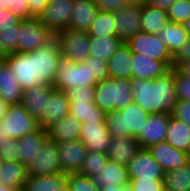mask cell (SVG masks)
<instances>
[{
  "label": "cell",
  "instance_id": "6da1fadb",
  "mask_svg": "<svg viewBox=\"0 0 190 191\" xmlns=\"http://www.w3.org/2000/svg\"><path fill=\"white\" fill-rule=\"evenodd\" d=\"M134 102L147 113L172 114L177 102L175 68H170L158 78L150 80L131 79Z\"/></svg>",
  "mask_w": 190,
  "mask_h": 191
},
{
  "label": "cell",
  "instance_id": "7a4b0ae2",
  "mask_svg": "<svg viewBox=\"0 0 190 191\" xmlns=\"http://www.w3.org/2000/svg\"><path fill=\"white\" fill-rule=\"evenodd\" d=\"M94 104L105 113L120 111L134 102L131 80L105 78L94 86Z\"/></svg>",
  "mask_w": 190,
  "mask_h": 191
},
{
  "label": "cell",
  "instance_id": "3957f363",
  "mask_svg": "<svg viewBox=\"0 0 190 191\" xmlns=\"http://www.w3.org/2000/svg\"><path fill=\"white\" fill-rule=\"evenodd\" d=\"M148 117L149 113L137 103L132 102L120 111L107 112L105 122L112 137L132 136L136 138Z\"/></svg>",
  "mask_w": 190,
  "mask_h": 191
},
{
  "label": "cell",
  "instance_id": "277c9868",
  "mask_svg": "<svg viewBox=\"0 0 190 191\" xmlns=\"http://www.w3.org/2000/svg\"><path fill=\"white\" fill-rule=\"evenodd\" d=\"M96 84L94 76L91 75L90 63L87 60L80 64L71 62L62 56L59 58L53 81L54 89L65 92L69 88L94 87Z\"/></svg>",
  "mask_w": 190,
  "mask_h": 191
},
{
  "label": "cell",
  "instance_id": "5b68a950",
  "mask_svg": "<svg viewBox=\"0 0 190 191\" xmlns=\"http://www.w3.org/2000/svg\"><path fill=\"white\" fill-rule=\"evenodd\" d=\"M35 84L53 86L57 62L61 57L60 45L55 37L46 45L34 50Z\"/></svg>",
  "mask_w": 190,
  "mask_h": 191
},
{
  "label": "cell",
  "instance_id": "8992f818",
  "mask_svg": "<svg viewBox=\"0 0 190 191\" xmlns=\"http://www.w3.org/2000/svg\"><path fill=\"white\" fill-rule=\"evenodd\" d=\"M56 35L46 28L39 18H31L19 21L18 32V52H29L40 48L50 41Z\"/></svg>",
  "mask_w": 190,
  "mask_h": 191
},
{
  "label": "cell",
  "instance_id": "52a82bcc",
  "mask_svg": "<svg viewBox=\"0 0 190 191\" xmlns=\"http://www.w3.org/2000/svg\"><path fill=\"white\" fill-rule=\"evenodd\" d=\"M56 38L62 57L80 64L88 58L90 37L87 32L67 28L58 32Z\"/></svg>",
  "mask_w": 190,
  "mask_h": 191
},
{
  "label": "cell",
  "instance_id": "ba28073f",
  "mask_svg": "<svg viewBox=\"0 0 190 191\" xmlns=\"http://www.w3.org/2000/svg\"><path fill=\"white\" fill-rule=\"evenodd\" d=\"M125 43L131 48L132 53L163 61L169 68H172L173 55L166 44L159 39L158 34L139 31Z\"/></svg>",
  "mask_w": 190,
  "mask_h": 191
},
{
  "label": "cell",
  "instance_id": "9c48e42d",
  "mask_svg": "<svg viewBox=\"0 0 190 191\" xmlns=\"http://www.w3.org/2000/svg\"><path fill=\"white\" fill-rule=\"evenodd\" d=\"M2 122V131L14 139H20L39 128L38 122L30 116L21 103L11 104Z\"/></svg>",
  "mask_w": 190,
  "mask_h": 191
},
{
  "label": "cell",
  "instance_id": "30bf717a",
  "mask_svg": "<svg viewBox=\"0 0 190 191\" xmlns=\"http://www.w3.org/2000/svg\"><path fill=\"white\" fill-rule=\"evenodd\" d=\"M28 176H47L62 172L58 145L47 139L37 156L27 165Z\"/></svg>",
  "mask_w": 190,
  "mask_h": 191
},
{
  "label": "cell",
  "instance_id": "8fae6325",
  "mask_svg": "<svg viewBox=\"0 0 190 191\" xmlns=\"http://www.w3.org/2000/svg\"><path fill=\"white\" fill-rule=\"evenodd\" d=\"M73 2L74 0H51L38 18L56 35L69 28Z\"/></svg>",
  "mask_w": 190,
  "mask_h": 191
},
{
  "label": "cell",
  "instance_id": "7c38bea8",
  "mask_svg": "<svg viewBox=\"0 0 190 191\" xmlns=\"http://www.w3.org/2000/svg\"><path fill=\"white\" fill-rule=\"evenodd\" d=\"M34 57V51H29L26 53L14 52L5 58L23 91L37 86L35 84Z\"/></svg>",
  "mask_w": 190,
  "mask_h": 191
},
{
  "label": "cell",
  "instance_id": "4fadbf2b",
  "mask_svg": "<svg viewBox=\"0 0 190 191\" xmlns=\"http://www.w3.org/2000/svg\"><path fill=\"white\" fill-rule=\"evenodd\" d=\"M170 116L171 114L164 112L149 114L143 129L136 137L141 148H148L153 144L166 141Z\"/></svg>",
  "mask_w": 190,
  "mask_h": 191
},
{
  "label": "cell",
  "instance_id": "5bb4252c",
  "mask_svg": "<svg viewBox=\"0 0 190 191\" xmlns=\"http://www.w3.org/2000/svg\"><path fill=\"white\" fill-rule=\"evenodd\" d=\"M141 15L139 5H126L114 12L116 35L123 43L141 31Z\"/></svg>",
  "mask_w": 190,
  "mask_h": 191
},
{
  "label": "cell",
  "instance_id": "9a60e30c",
  "mask_svg": "<svg viewBox=\"0 0 190 191\" xmlns=\"http://www.w3.org/2000/svg\"><path fill=\"white\" fill-rule=\"evenodd\" d=\"M62 172H80L85 159L87 148L78 140H68L57 143Z\"/></svg>",
  "mask_w": 190,
  "mask_h": 191
},
{
  "label": "cell",
  "instance_id": "2e32d148",
  "mask_svg": "<svg viewBox=\"0 0 190 191\" xmlns=\"http://www.w3.org/2000/svg\"><path fill=\"white\" fill-rule=\"evenodd\" d=\"M147 149L152 157L160 164L164 173L181 167L190 161L186 151L174 148L167 141L153 144Z\"/></svg>",
  "mask_w": 190,
  "mask_h": 191
},
{
  "label": "cell",
  "instance_id": "e0dca14e",
  "mask_svg": "<svg viewBox=\"0 0 190 191\" xmlns=\"http://www.w3.org/2000/svg\"><path fill=\"white\" fill-rule=\"evenodd\" d=\"M129 177L141 179H163L160 164L152 157L147 148H141L127 166Z\"/></svg>",
  "mask_w": 190,
  "mask_h": 191
},
{
  "label": "cell",
  "instance_id": "ac0fdd59",
  "mask_svg": "<svg viewBox=\"0 0 190 191\" xmlns=\"http://www.w3.org/2000/svg\"><path fill=\"white\" fill-rule=\"evenodd\" d=\"M53 90V86L39 85L26 89L22 93L21 104L39 125L46 111L47 99Z\"/></svg>",
  "mask_w": 190,
  "mask_h": 191
},
{
  "label": "cell",
  "instance_id": "d6986e66",
  "mask_svg": "<svg viewBox=\"0 0 190 191\" xmlns=\"http://www.w3.org/2000/svg\"><path fill=\"white\" fill-rule=\"evenodd\" d=\"M111 138L106 123L81 124L79 139L84 143L87 151L106 153Z\"/></svg>",
  "mask_w": 190,
  "mask_h": 191
},
{
  "label": "cell",
  "instance_id": "ffe728a7",
  "mask_svg": "<svg viewBox=\"0 0 190 191\" xmlns=\"http://www.w3.org/2000/svg\"><path fill=\"white\" fill-rule=\"evenodd\" d=\"M70 102L64 91L54 89L47 99L46 111L42 115L39 127L47 131L59 120L69 114Z\"/></svg>",
  "mask_w": 190,
  "mask_h": 191
},
{
  "label": "cell",
  "instance_id": "44dd1931",
  "mask_svg": "<svg viewBox=\"0 0 190 191\" xmlns=\"http://www.w3.org/2000/svg\"><path fill=\"white\" fill-rule=\"evenodd\" d=\"M140 149L136 138L120 136L111 138L106 153L109 160L128 166Z\"/></svg>",
  "mask_w": 190,
  "mask_h": 191
},
{
  "label": "cell",
  "instance_id": "7402d4cb",
  "mask_svg": "<svg viewBox=\"0 0 190 191\" xmlns=\"http://www.w3.org/2000/svg\"><path fill=\"white\" fill-rule=\"evenodd\" d=\"M169 69L163 61L138 53L132 54V79L150 80L158 78Z\"/></svg>",
  "mask_w": 190,
  "mask_h": 191
},
{
  "label": "cell",
  "instance_id": "603a6c76",
  "mask_svg": "<svg viewBox=\"0 0 190 191\" xmlns=\"http://www.w3.org/2000/svg\"><path fill=\"white\" fill-rule=\"evenodd\" d=\"M69 28L88 32L99 12L94 0H74Z\"/></svg>",
  "mask_w": 190,
  "mask_h": 191
},
{
  "label": "cell",
  "instance_id": "cb8c5ba5",
  "mask_svg": "<svg viewBox=\"0 0 190 191\" xmlns=\"http://www.w3.org/2000/svg\"><path fill=\"white\" fill-rule=\"evenodd\" d=\"M132 50L123 43L107 61L110 78L132 79Z\"/></svg>",
  "mask_w": 190,
  "mask_h": 191
},
{
  "label": "cell",
  "instance_id": "d4e9b609",
  "mask_svg": "<svg viewBox=\"0 0 190 191\" xmlns=\"http://www.w3.org/2000/svg\"><path fill=\"white\" fill-rule=\"evenodd\" d=\"M47 139L48 133L41 127L17 139L18 161L24 165H28L37 156V152L42 148Z\"/></svg>",
  "mask_w": 190,
  "mask_h": 191
},
{
  "label": "cell",
  "instance_id": "484cf974",
  "mask_svg": "<svg viewBox=\"0 0 190 191\" xmlns=\"http://www.w3.org/2000/svg\"><path fill=\"white\" fill-rule=\"evenodd\" d=\"M23 90L16 80L8 63L4 61L0 66V100L5 103H21Z\"/></svg>",
  "mask_w": 190,
  "mask_h": 191
},
{
  "label": "cell",
  "instance_id": "4316f807",
  "mask_svg": "<svg viewBox=\"0 0 190 191\" xmlns=\"http://www.w3.org/2000/svg\"><path fill=\"white\" fill-rule=\"evenodd\" d=\"M68 173L29 176L23 186L24 191H67Z\"/></svg>",
  "mask_w": 190,
  "mask_h": 191
},
{
  "label": "cell",
  "instance_id": "83f0119b",
  "mask_svg": "<svg viewBox=\"0 0 190 191\" xmlns=\"http://www.w3.org/2000/svg\"><path fill=\"white\" fill-rule=\"evenodd\" d=\"M81 122L68 114L48 130V139L56 143L80 138Z\"/></svg>",
  "mask_w": 190,
  "mask_h": 191
},
{
  "label": "cell",
  "instance_id": "f1b7e54d",
  "mask_svg": "<svg viewBox=\"0 0 190 191\" xmlns=\"http://www.w3.org/2000/svg\"><path fill=\"white\" fill-rule=\"evenodd\" d=\"M101 173L96 175L93 179L95 183L101 187L106 184L129 186V175L127 166L121 165L115 161L108 160Z\"/></svg>",
  "mask_w": 190,
  "mask_h": 191
},
{
  "label": "cell",
  "instance_id": "f546056e",
  "mask_svg": "<svg viewBox=\"0 0 190 191\" xmlns=\"http://www.w3.org/2000/svg\"><path fill=\"white\" fill-rule=\"evenodd\" d=\"M27 165L20 161H4L0 170V182L13 188L22 189L28 179Z\"/></svg>",
  "mask_w": 190,
  "mask_h": 191
},
{
  "label": "cell",
  "instance_id": "4dcf8cb0",
  "mask_svg": "<svg viewBox=\"0 0 190 191\" xmlns=\"http://www.w3.org/2000/svg\"><path fill=\"white\" fill-rule=\"evenodd\" d=\"M159 39L166 44L170 53L174 55L186 42L189 35L182 23L168 21L161 32L158 34Z\"/></svg>",
  "mask_w": 190,
  "mask_h": 191
},
{
  "label": "cell",
  "instance_id": "1f68e13d",
  "mask_svg": "<svg viewBox=\"0 0 190 191\" xmlns=\"http://www.w3.org/2000/svg\"><path fill=\"white\" fill-rule=\"evenodd\" d=\"M69 114L81 123H106V113L94 101L70 102Z\"/></svg>",
  "mask_w": 190,
  "mask_h": 191
},
{
  "label": "cell",
  "instance_id": "d6a6232c",
  "mask_svg": "<svg viewBox=\"0 0 190 191\" xmlns=\"http://www.w3.org/2000/svg\"><path fill=\"white\" fill-rule=\"evenodd\" d=\"M169 21L167 12L153 7L149 3L142 6L141 31L150 34H159Z\"/></svg>",
  "mask_w": 190,
  "mask_h": 191
},
{
  "label": "cell",
  "instance_id": "836d02e7",
  "mask_svg": "<svg viewBox=\"0 0 190 191\" xmlns=\"http://www.w3.org/2000/svg\"><path fill=\"white\" fill-rule=\"evenodd\" d=\"M190 138V126L185 122L170 116L166 141L176 149L187 150Z\"/></svg>",
  "mask_w": 190,
  "mask_h": 191
},
{
  "label": "cell",
  "instance_id": "e575fe53",
  "mask_svg": "<svg viewBox=\"0 0 190 191\" xmlns=\"http://www.w3.org/2000/svg\"><path fill=\"white\" fill-rule=\"evenodd\" d=\"M163 184L168 191H190V161L164 173Z\"/></svg>",
  "mask_w": 190,
  "mask_h": 191
},
{
  "label": "cell",
  "instance_id": "d590c367",
  "mask_svg": "<svg viewBox=\"0 0 190 191\" xmlns=\"http://www.w3.org/2000/svg\"><path fill=\"white\" fill-rule=\"evenodd\" d=\"M123 42L117 37H90L89 56L99 57L108 61Z\"/></svg>",
  "mask_w": 190,
  "mask_h": 191
},
{
  "label": "cell",
  "instance_id": "8d00e7d4",
  "mask_svg": "<svg viewBox=\"0 0 190 191\" xmlns=\"http://www.w3.org/2000/svg\"><path fill=\"white\" fill-rule=\"evenodd\" d=\"M89 37H112L116 35V24L113 12L99 11L87 32Z\"/></svg>",
  "mask_w": 190,
  "mask_h": 191
},
{
  "label": "cell",
  "instance_id": "74e56055",
  "mask_svg": "<svg viewBox=\"0 0 190 191\" xmlns=\"http://www.w3.org/2000/svg\"><path fill=\"white\" fill-rule=\"evenodd\" d=\"M108 160L107 153L87 151L79 173L94 178L102 172L101 169L105 167Z\"/></svg>",
  "mask_w": 190,
  "mask_h": 191
},
{
  "label": "cell",
  "instance_id": "f35d334b",
  "mask_svg": "<svg viewBox=\"0 0 190 191\" xmlns=\"http://www.w3.org/2000/svg\"><path fill=\"white\" fill-rule=\"evenodd\" d=\"M67 191H99L94 179L79 172L68 173Z\"/></svg>",
  "mask_w": 190,
  "mask_h": 191
},
{
  "label": "cell",
  "instance_id": "ab89813d",
  "mask_svg": "<svg viewBox=\"0 0 190 191\" xmlns=\"http://www.w3.org/2000/svg\"><path fill=\"white\" fill-rule=\"evenodd\" d=\"M19 22L0 30V45L6 55L18 52Z\"/></svg>",
  "mask_w": 190,
  "mask_h": 191
},
{
  "label": "cell",
  "instance_id": "60d3db41",
  "mask_svg": "<svg viewBox=\"0 0 190 191\" xmlns=\"http://www.w3.org/2000/svg\"><path fill=\"white\" fill-rule=\"evenodd\" d=\"M9 9L19 20L33 18L30 15L28 0H0V10Z\"/></svg>",
  "mask_w": 190,
  "mask_h": 191
},
{
  "label": "cell",
  "instance_id": "b9f144b4",
  "mask_svg": "<svg viewBox=\"0 0 190 191\" xmlns=\"http://www.w3.org/2000/svg\"><path fill=\"white\" fill-rule=\"evenodd\" d=\"M167 15L170 22L183 23L190 18V0H176Z\"/></svg>",
  "mask_w": 190,
  "mask_h": 191
},
{
  "label": "cell",
  "instance_id": "7bdbcfd3",
  "mask_svg": "<svg viewBox=\"0 0 190 191\" xmlns=\"http://www.w3.org/2000/svg\"><path fill=\"white\" fill-rule=\"evenodd\" d=\"M130 191H163V179H141L140 177H129Z\"/></svg>",
  "mask_w": 190,
  "mask_h": 191
},
{
  "label": "cell",
  "instance_id": "ee69618b",
  "mask_svg": "<svg viewBox=\"0 0 190 191\" xmlns=\"http://www.w3.org/2000/svg\"><path fill=\"white\" fill-rule=\"evenodd\" d=\"M175 89L177 101H190V77L183 75L177 68H175Z\"/></svg>",
  "mask_w": 190,
  "mask_h": 191
},
{
  "label": "cell",
  "instance_id": "f6af8a7d",
  "mask_svg": "<svg viewBox=\"0 0 190 191\" xmlns=\"http://www.w3.org/2000/svg\"><path fill=\"white\" fill-rule=\"evenodd\" d=\"M69 102L94 101V87H74L65 91Z\"/></svg>",
  "mask_w": 190,
  "mask_h": 191
},
{
  "label": "cell",
  "instance_id": "bcb514c9",
  "mask_svg": "<svg viewBox=\"0 0 190 191\" xmlns=\"http://www.w3.org/2000/svg\"><path fill=\"white\" fill-rule=\"evenodd\" d=\"M86 60L90 63L91 75L94 76L96 82L109 77L107 61L94 56H88Z\"/></svg>",
  "mask_w": 190,
  "mask_h": 191
},
{
  "label": "cell",
  "instance_id": "7dc6e473",
  "mask_svg": "<svg viewBox=\"0 0 190 191\" xmlns=\"http://www.w3.org/2000/svg\"><path fill=\"white\" fill-rule=\"evenodd\" d=\"M0 157L3 161H18L17 139L8 138V141L0 142Z\"/></svg>",
  "mask_w": 190,
  "mask_h": 191
},
{
  "label": "cell",
  "instance_id": "c3c4849f",
  "mask_svg": "<svg viewBox=\"0 0 190 191\" xmlns=\"http://www.w3.org/2000/svg\"><path fill=\"white\" fill-rule=\"evenodd\" d=\"M171 115L190 126V101H177Z\"/></svg>",
  "mask_w": 190,
  "mask_h": 191
},
{
  "label": "cell",
  "instance_id": "681fc988",
  "mask_svg": "<svg viewBox=\"0 0 190 191\" xmlns=\"http://www.w3.org/2000/svg\"><path fill=\"white\" fill-rule=\"evenodd\" d=\"M99 11L116 12L126 6L125 0H94Z\"/></svg>",
  "mask_w": 190,
  "mask_h": 191
},
{
  "label": "cell",
  "instance_id": "f907efd6",
  "mask_svg": "<svg viewBox=\"0 0 190 191\" xmlns=\"http://www.w3.org/2000/svg\"><path fill=\"white\" fill-rule=\"evenodd\" d=\"M190 60V38L172 57V68H177L184 61Z\"/></svg>",
  "mask_w": 190,
  "mask_h": 191
},
{
  "label": "cell",
  "instance_id": "816d5d0a",
  "mask_svg": "<svg viewBox=\"0 0 190 191\" xmlns=\"http://www.w3.org/2000/svg\"><path fill=\"white\" fill-rule=\"evenodd\" d=\"M20 20L9 9L0 10V30L17 24Z\"/></svg>",
  "mask_w": 190,
  "mask_h": 191
},
{
  "label": "cell",
  "instance_id": "f5cc1de1",
  "mask_svg": "<svg viewBox=\"0 0 190 191\" xmlns=\"http://www.w3.org/2000/svg\"><path fill=\"white\" fill-rule=\"evenodd\" d=\"M51 0H28L30 15L38 18Z\"/></svg>",
  "mask_w": 190,
  "mask_h": 191
},
{
  "label": "cell",
  "instance_id": "db71d44e",
  "mask_svg": "<svg viewBox=\"0 0 190 191\" xmlns=\"http://www.w3.org/2000/svg\"><path fill=\"white\" fill-rule=\"evenodd\" d=\"M176 0H149V4L160 10L168 11Z\"/></svg>",
  "mask_w": 190,
  "mask_h": 191
},
{
  "label": "cell",
  "instance_id": "11a10c76",
  "mask_svg": "<svg viewBox=\"0 0 190 191\" xmlns=\"http://www.w3.org/2000/svg\"><path fill=\"white\" fill-rule=\"evenodd\" d=\"M99 191H130L128 186H119V185H109L99 187Z\"/></svg>",
  "mask_w": 190,
  "mask_h": 191
},
{
  "label": "cell",
  "instance_id": "9f6ffc18",
  "mask_svg": "<svg viewBox=\"0 0 190 191\" xmlns=\"http://www.w3.org/2000/svg\"><path fill=\"white\" fill-rule=\"evenodd\" d=\"M177 69L186 76L190 77V60L189 61H184L183 63H181Z\"/></svg>",
  "mask_w": 190,
  "mask_h": 191
},
{
  "label": "cell",
  "instance_id": "6f0895ef",
  "mask_svg": "<svg viewBox=\"0 0 190 191\" xmlns=\"http://www.w3.org/2000/svg\"><path fill=\"white\" fill-rule=\"evenodd\" d=\"M9 104L0 100V121L5 117Z\"/></svg>",
  "mask_w": 190,
  "mask_h": 191
},
{
  "label": "cell",
  "instance_id": "680465c9",
  "mask_svg": "<svg viewBox=\"0 0 190 191\" xmlns=\"http://www.w3.org/2000/svg\"><path fill=\"white\" fill-rule=\"evenodd\" d=\"M127 5H139L144 6L149 2V0H125Z\"/></svg>",
  "mask_w": 190,
  "mask_h": 191
},
{
  "label": "cell",
  "instance_id": "91938a15",
  "mask_svg": "<svg viewBox=\"0 0 190 191\" xmlns=\"http://www.w3.org/2000/svg\"><path fill=\"white\" fill-rule=\"evenodd\" d=\"M8 138L11 137L4 134V132L2 131V122H0V142L8 141Z\"/></svg>",
  "mask_w": 190,
  "mask_h": 191
},
{
  "label": "cell",
  "instance_id": "94428289",
  "mask_svg": "<svg viewBox=\"0 0 190 191\" xmlns=\"http://www.w3.org/2000/svg\"><path fill=\"white\" fill-rule=\"evenodd\" d=\"M190 38V18L182 23Z\"/></svg>",
  "mask_w": 190,
  "mask_h": 191
},
{
  "label": "cell",
  "instance_id": "6125c7cd",
  "mask_svg": "<svg viewBox=\"0 0 190 191\" xmlns=\"http://www.w3.org/2000/svg\"><path fill=\"white\" fill-rule=\"evenodd\" d=\"M0 191H14V189L0 182Z\"/></svg>",
  "mask_w": 190,
  "mask_h": 191
},
{
  "label": "cell",
  "instance_id": "be15d7a7",
  "mask_svg": "<svg viewBox=\"0 0 190 191\" xmlns=\"http://www.w3.org/2000/svg\"><path fill=\"white\" fill-rule=\"evenodd\" d=\"M6 54L4 53L3 49L1 48V45H0V59H5L6 58Z\"/></svg>",
  "mask_w": 190,
  "mask_h": 191
},
{
  "label": "cell",
  "instance_id": "e7e4bbea",
  "mask_svg": "<svg viewBox=\"0 0 190 191\" xmlns=\"http://www.w3.org/2000/svg\"><path fill=\"white\" fill-rule=\"evenodd\" d=\"M186 153H187L188 158H189V160H190V138H189V143H188V146H187Z\"/></svg>",
  "mask_w": 190,
  "mask_h": 191
},
{
  "label": "cell",
  "instance_id": "03108f58",
  "mask_svg": "<svg viewBox=\"0 0 190 191\" xmlns=\"http://www.w3.org/2000/svg\"><path fill=\"white\" fill-rule=\"evenodd\" d=\"M3 160L1 159V157H0V170H1V166H2V164H3Z\"/></svg>",
  "mask_w": 190,
  "mask_h": 191
},
{
  "label": "cell",
  "instance_id": "003e7915",
  "mask_svg": "<svg viewBox=\"0 0 190 191\" xmlns=\"http://www.w3.org/2000/svg\"><path fill=\"white\" fill-rule=\"evenodd\" d=\"M5 61V59H0V66Z\"/></svg>",
  "mask_w": 190,
  "mask_h": 191
}]
</instances>
